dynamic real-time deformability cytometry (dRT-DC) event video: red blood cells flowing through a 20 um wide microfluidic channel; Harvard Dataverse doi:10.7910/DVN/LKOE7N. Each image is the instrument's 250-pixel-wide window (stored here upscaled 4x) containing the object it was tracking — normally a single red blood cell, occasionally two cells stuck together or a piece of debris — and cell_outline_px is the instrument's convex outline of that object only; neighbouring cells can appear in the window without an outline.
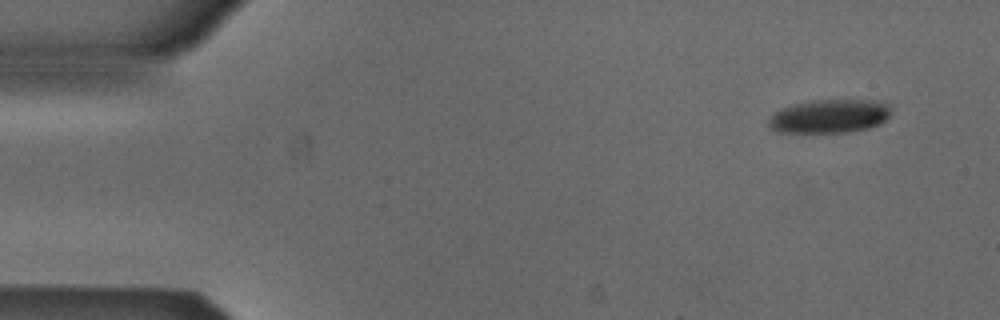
{"species": "Egyptian fruit bat (a non-hibernating species)", "species_latin": "Rousettus aegyptiacus", "temperature_condition": "cold", "stored_images_in_passage": 4, "segment_of_instrument_passage": [1, 2], "camera_frame_rate_fps": 3000, "um_per_image_px": 0.085, "animal": {"sex": "male"}, "frame": {"image": 1, "passage_image": 1, "time_ms": 0.0, "image_size_px": [1000, 320], "cell_outline_px": [[888, 116], [880, 124], [868, 128], [848, 132], [776, 132], [768, 124], [768, 120], [776, 112], [792, 104], [812, 100], [868, 100], [888, 104]], "centroid_in_image_um": [70.48, 9.88], "position_along_channel_um": 14.5, "area_um2": 23.58}}